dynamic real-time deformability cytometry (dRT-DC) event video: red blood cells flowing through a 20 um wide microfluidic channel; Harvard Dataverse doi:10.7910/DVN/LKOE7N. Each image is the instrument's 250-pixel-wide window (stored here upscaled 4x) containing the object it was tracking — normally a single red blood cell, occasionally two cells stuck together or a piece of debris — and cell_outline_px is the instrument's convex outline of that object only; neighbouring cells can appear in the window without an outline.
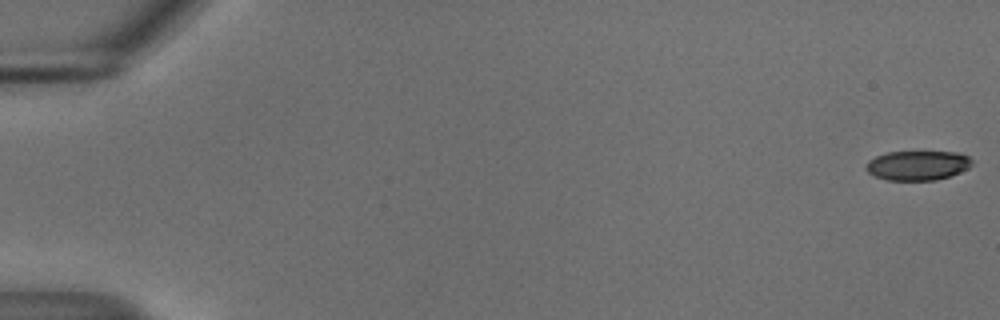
{"species": "common noctule bat (a hibernating species)", "species_latin": "Nyctalus noctula", "temperature_condition": "cold", "stored_images_in_passage": 2, "camera_frame_rate_fps": 3000, "um_per_image_px": 0.085, "animal": {"sex": "male", "body_mass_g": 18.8}, "frame": {"image": 1, "passage_image": 1, "time_ms": 0.0, "image_size_px": [1000, 320], "cell_outline_px": [[972, 164], [968, 168], [960, 172], [936, 180], [888, 180], [876, 176], [868, 172], [864, 168], [864, 164], [868, 160], [876, 156], [888, 152], [956, 152], [968, 156], [972, 160]], "centroid_in_image_um": [77.97, 14.06], "position_along_channel_um": 7.0, "area_um2": 18.21}}